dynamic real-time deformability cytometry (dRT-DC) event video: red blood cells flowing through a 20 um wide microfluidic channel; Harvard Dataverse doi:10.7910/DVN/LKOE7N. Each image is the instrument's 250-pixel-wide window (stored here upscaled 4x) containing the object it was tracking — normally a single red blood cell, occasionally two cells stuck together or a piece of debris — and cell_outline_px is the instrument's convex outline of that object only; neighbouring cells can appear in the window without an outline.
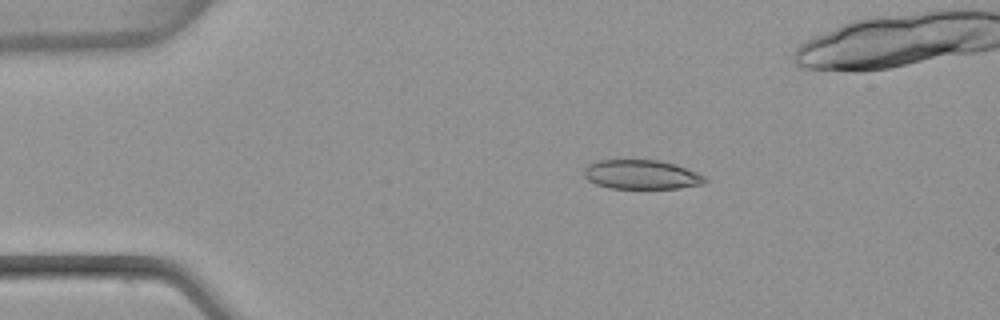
{"species": "common noctule bat (a hibernating species)", "species_latin": "Nyctalus noctula", "temperature_condition": "warm", "stored_images_in_passage": 6, "camera_frame_rate_fps": 3000, "um_per_image_px": 0.085, "animal": {"sex": "female", "body_mass_g": 22.7, "forearm_length_mm": 54.2}, "frame": {"image": 1, "passage_image": 3, "time_ms": 0.667, "image_size_px": [1000, 320], "cell_outline_px": [[708, 180], [704, 184], [680, 188], [608, 188], [596, 184], [588, 180], [584, 176], [584, 168], [588, 164], [596, 160], [660, 160], [676, 164], [696, 172], [704, 176]], "centroid_in_image_um": [54.52, 14.83], "position_along_channel_um": 30.5, "area_um2": 20.75}}
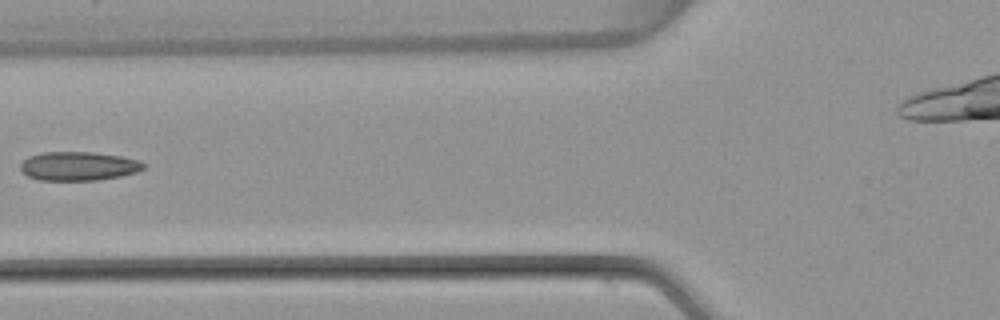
{"frame": {"image": 2, "passage_image": 6, "time_ms": 1.667, "image_size_px": [1000, 320], "cell_outline_px": [[148, 164], [144, 168], [136, 172], [120, 176], [96, 180], [40, 180], [28, 176], [20, 172], [20, 164], [28, 156], [40, 152], [92, 152], [120, 156], [140, 160]], "centroid_in_image_um": [6.66, 14.11], "position_along_channel_um": 119.1, "area_um2": 20.87}}